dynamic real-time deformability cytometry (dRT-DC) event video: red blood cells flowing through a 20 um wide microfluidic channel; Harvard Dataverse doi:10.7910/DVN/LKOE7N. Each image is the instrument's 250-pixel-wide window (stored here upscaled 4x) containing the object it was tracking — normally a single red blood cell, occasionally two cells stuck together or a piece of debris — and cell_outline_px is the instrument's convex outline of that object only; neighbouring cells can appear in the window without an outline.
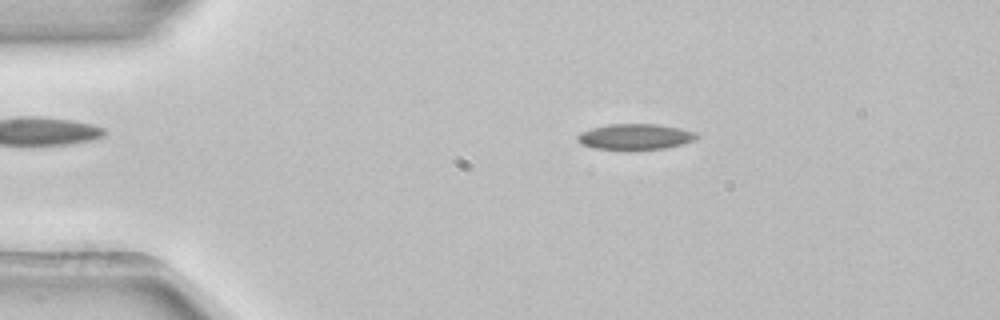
{"species": "common noctule bat (a hibernating species)", "species_latin": "Nyctalus noctula", "temperature_condition": "room temperature", "stored_images_in_passage": 3, "camera_frame_rate_fps": 3000, "um_per_image_px": 0.085, "animal": {"sex": "female", "body_mass_g": 22.7, "forearm_length_mm": 54.2}, "frame": {"image": 1, "passage_image": 2, "time_ms": 0.333, "image_size_px": [1000, 320], "cell_outline_px": [[700, 136], [696, 140], [664, 148], [592, 148], [580, 144], [576, 140], [576, 136], [580, 132], [592, 128], [608, 124], [660, 124], [680, 128], [696, 132]], "centroid_in_image_um": [53.99, 11.59], "position_along_channel_um": 31.0, "area_um2": 17.63}}